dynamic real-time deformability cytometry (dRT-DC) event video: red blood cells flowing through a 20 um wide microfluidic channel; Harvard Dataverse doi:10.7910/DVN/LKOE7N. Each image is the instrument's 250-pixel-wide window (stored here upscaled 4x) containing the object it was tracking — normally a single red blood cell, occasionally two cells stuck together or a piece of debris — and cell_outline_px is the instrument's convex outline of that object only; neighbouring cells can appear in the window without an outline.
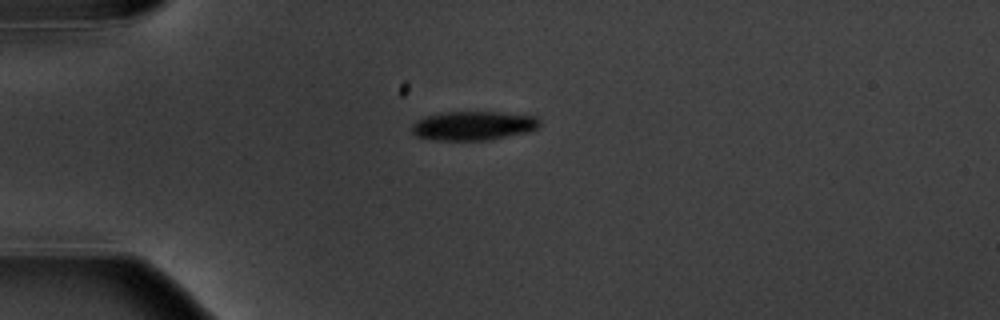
{"species": "common noctule bat (a hibernating species)", "species_latin": "Nyctalus noctula", "temperature_condition": "warm", "stored_images_in_passage": 4, "camera_frame_rate_fps": 3000, "um_per_image_px": 0.085, "animal": {"sex": "male", "body_mass_g": 20.1, "forearm_length_mm": 53.5}, "frame": {"image": 1, "passage_image": 1, "time_ms": 0.0, "image_size_px": [1000, 320], "cell_outline_px": [[540, 128], [528, 132], [488, 140], [436, 140], [416, 136], [412, 132], [412, 124], [416, 120], [424, 116], [440, 112], [500, 112], [536, 116], [540, 120]], "centroid_in_image_um": [40.24, 10.68], "position_along_channel_um": 44.8, "area_um2": 21.85}}
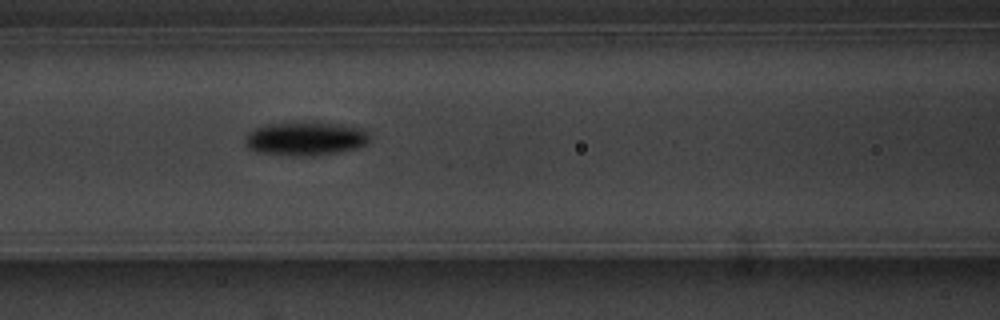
{"frame": {"image": 2, "passage_image": 4, "time_ms": 3.333, "image_size_px": [1000, 320], "cell_outline_px": [[368, 144], [356, 148], [340, 152], [312, 156], [292, 156], [256, 152], [248, 148], [244, 140], [248, 132], [256, 128], [268, 124], [312, 120], [320, 120], [344, 124], [364, 128], [368, 132]], "centroid_in_image_um": [26.0, 11.75], "position_along_channel_um": 140.6, "area_um2": 25.37}}